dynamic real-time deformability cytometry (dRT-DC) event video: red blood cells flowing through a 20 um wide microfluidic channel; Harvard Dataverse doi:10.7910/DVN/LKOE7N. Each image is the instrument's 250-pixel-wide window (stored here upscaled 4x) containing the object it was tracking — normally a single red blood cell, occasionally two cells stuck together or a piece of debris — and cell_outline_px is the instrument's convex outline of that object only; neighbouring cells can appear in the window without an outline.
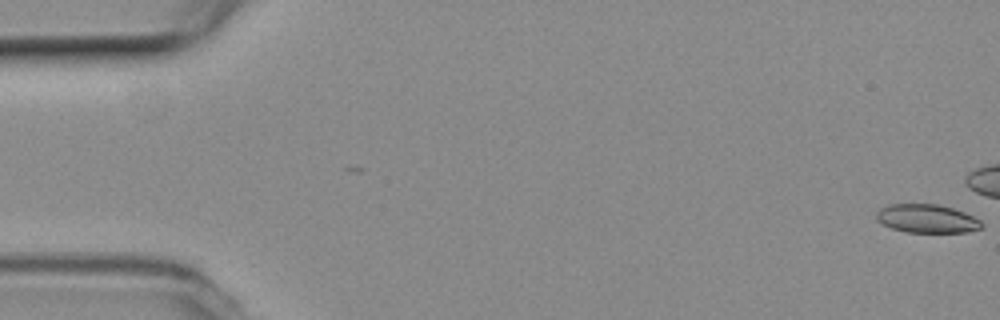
{"species": "common noctule bat (a hibernating species)", "species_latin": "Nyctalus noctula", "temperature_condition": "room temperature", "stored_images_in_passage": 44, "camera_frame_rate_fps": 3000, "um_per_image_px": 0.085, "animal": {"sex": "female", "body_mass_g": 19.3, "forearm_length_mm": 54.1}, "frame": {"image": 1, "passage_image": 1, "time_ms": 0.0, "image_size_px": [1000, 320], "cell_outline_px": [[984, 228], [968, 232], [908, 232], [892, 228], [880, 224], [876, 220], [876, 212], [880, 208], [888, 204], [936, 204], [952, 208], [964, 212], [980, 220], [984, 224]], "centroid_in_image_um": [78.78, 18.58], "position_along_channel_um": 6.2, "area_um2": 17.63}}
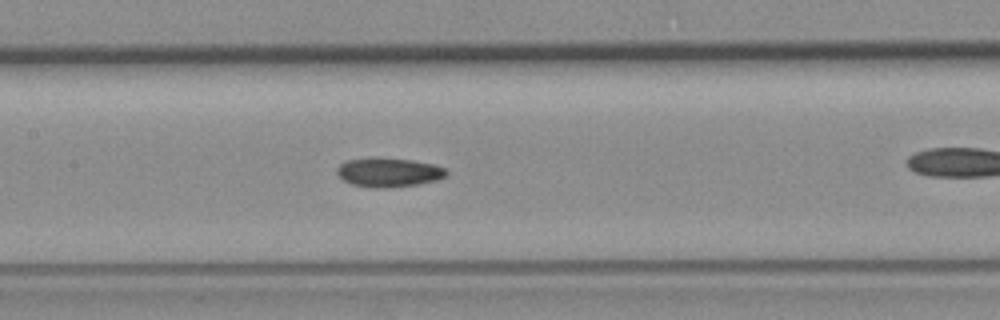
{"frame": {"image": 2, "passage_image": 26, "time_ms": 8.333, "image_size_px": [1000, 320], "cell_outline_px": [[448, 172], [444, 176], [436, 180], [416, 184], [388, 188], [376, 188], [352, 184], [344, 180], [336, 172], [336, 168], [340, 164], [348, 160], [412, 160], [432, 164], [444, 168]], "centroid_in_image_um": [33.04, 14.69], "position_along_channel_um": 174.4, "area_um2": 17.63}}
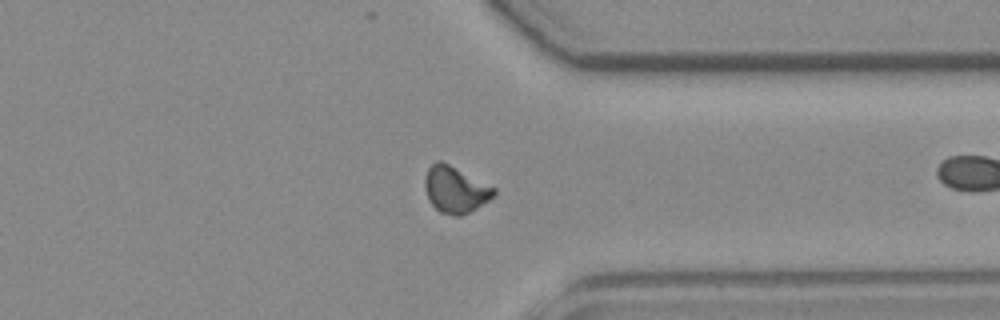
{"frame": {"image": 3, "passage_image": 42, "time_ms": 13.667, "image_size_px": [1000, 320], "cell_outline_px": [[496, 192], [488, 200], [476, 208], [460, 216], [456, 216], [440, 212], [432, 204], [428, 196], [424, 184], [424, 180], [428, 168], [436, 160], [440, 160], [496, 188]], "centroid_in_image_um": [38.69, 16.11], "position_along_channel_um": 372.7, "area_um2": 18.26}}